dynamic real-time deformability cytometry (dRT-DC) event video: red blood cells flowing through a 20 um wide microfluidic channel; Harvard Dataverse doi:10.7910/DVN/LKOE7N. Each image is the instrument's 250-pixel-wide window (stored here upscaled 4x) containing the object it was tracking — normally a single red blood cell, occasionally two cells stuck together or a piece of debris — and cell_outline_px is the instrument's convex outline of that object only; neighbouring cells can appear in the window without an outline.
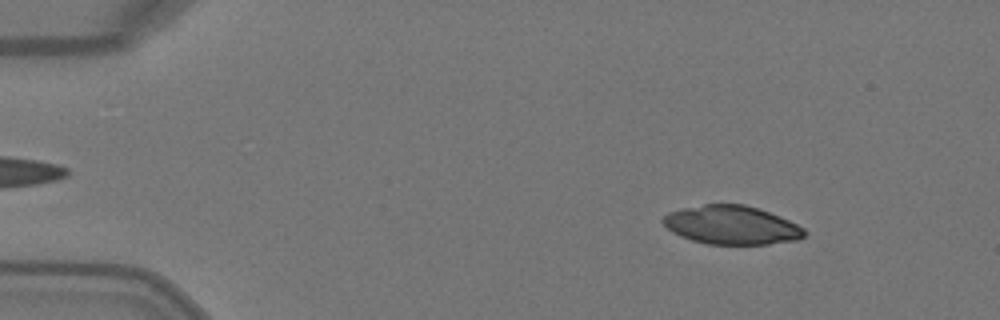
{"species": "Egyptian fruit bat (a non-hibernating species)", "species_latin": "Rousettus aegyptiacus", "temperature_condition": "warm", "stored_images_in_passage": 46, "camera_frame_rate_fps": 3000, "um_per_image_px": 0.085, "animal": {"sex": "female"}, "frame": {"image": 1, "passage_image": 3, "time_ms": 0.667, "image_size_px": [1000, 320], "cell_outline_px": [[808, 232], [804, 236], [796, 240], [768, 244], [708, 244], [692, 240], [680, 236], [672, 232], [660, 220], [668, 212], [684, 208], [704, 204], [744, 204], [760, 208], [780, 216], [804, 228]], "centroid_in_image_um": [62.19, 19.12], "position_along_channel_um": 22.8, "area_um2": 31.91}}